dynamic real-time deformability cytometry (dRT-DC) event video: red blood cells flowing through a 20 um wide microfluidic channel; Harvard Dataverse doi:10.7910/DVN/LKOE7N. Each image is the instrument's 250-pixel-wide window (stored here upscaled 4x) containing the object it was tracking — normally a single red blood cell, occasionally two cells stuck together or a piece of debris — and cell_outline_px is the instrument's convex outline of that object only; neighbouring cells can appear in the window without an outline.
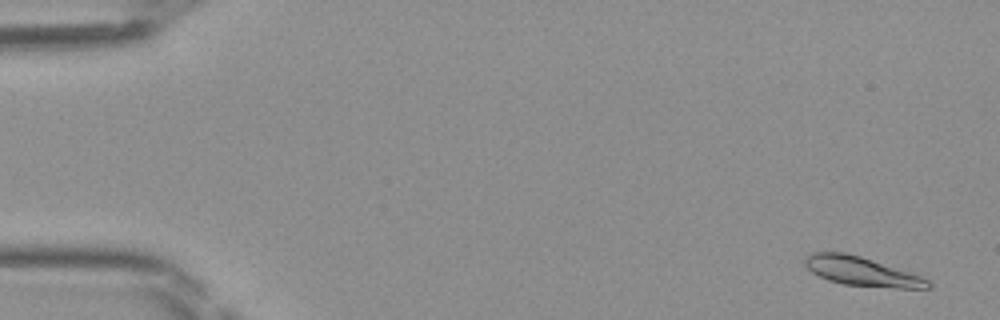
{"species": "Egyptian fruit bat (a non-hibernating species)", "species_latin": "Rousettus aegyptiacus", "temperature_condition": "room temperature", "stored_images_in_passage": 49, "camera_frame_rate_fps": 3000, "um_per_image_px": 0.085, "frame": {"image": 1, "passage_image": 3, "time_ms": 0.667, "image_size_px": [1000, 320], "cell_outline_px": [[932, 288], [896, 288], [844, 284], [828, 280], [812, 272], [804, 264], [804, 260], [812, 252], [844, 252], [860, 256], [920, 276], [928, 280], [932, 284]], "centroid_in_image_um": [73.23, 23.07], "position_along_channel_um": 11.8, "area_um2": 20.4}}
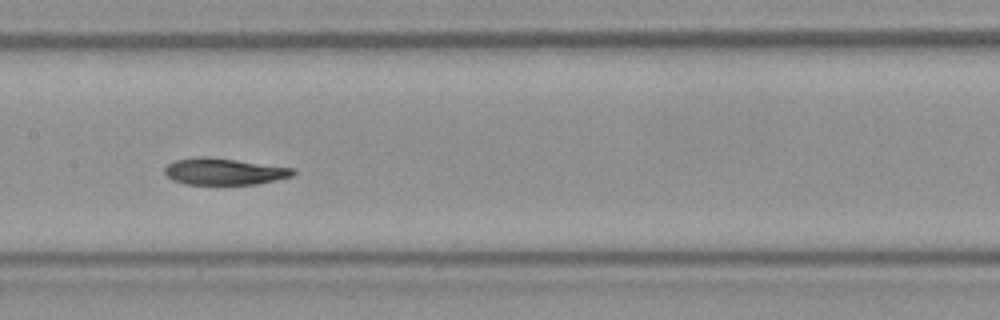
{"frame": {"image": 2, "passage_image": 25, "time_ms": 8.0, "image_size_px": [1000, 320], "cell_outline_px": [[296, 172], [292, 176], [276, 180], [256, 184], [184, 184], [172, 180], [164, 172], [164, 168], [172, 160], [200, 156], [204, 156], [236, 160], [296, 168]], "centroid_in_image_um": [19.04, 14.57], "position_along_channel_um": 188.4, "area_um2": 20.0}}
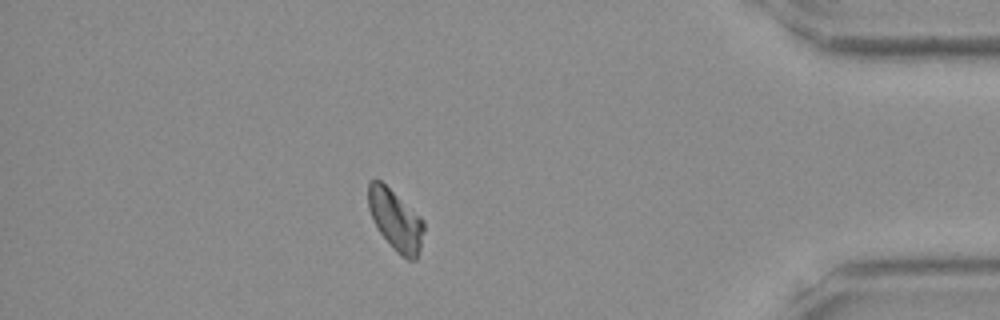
{"frame": {"image": 3, "passage_image": 43, "time_ms": 14.0, "image_size_px": [1000, 320], "cell_outline_px": [[424, 228], [420, 248], [416, 260], [408, 260], [396, 252], [392, 248], [380, 232], [368, 208], [368, 180], [380, 180], [420, 216], [424, 220]], "centroid_in_image_um": [33.62, 18.71], "position_along_channel_um": 401.6, "area_um2": 19.42}}